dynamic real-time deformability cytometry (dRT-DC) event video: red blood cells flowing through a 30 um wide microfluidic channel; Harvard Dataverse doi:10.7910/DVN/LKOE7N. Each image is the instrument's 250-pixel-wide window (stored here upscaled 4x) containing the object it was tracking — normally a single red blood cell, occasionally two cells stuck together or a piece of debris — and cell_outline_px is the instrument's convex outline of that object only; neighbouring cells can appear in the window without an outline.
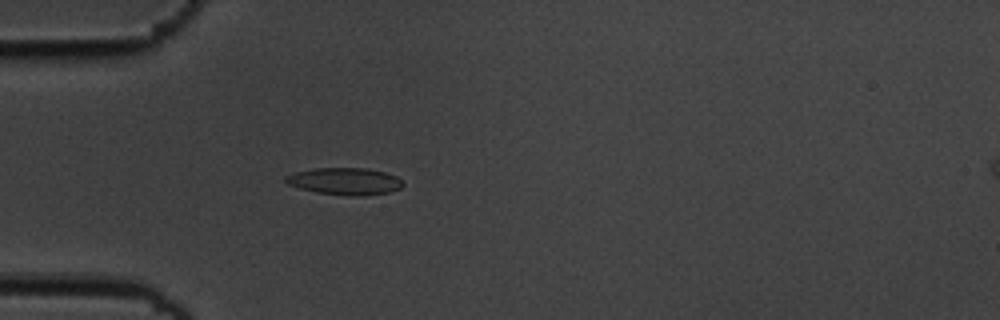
{"species": "common noctule bat (a hibernating species)", "species_latin": "Nyctalus noctula", "temperature_condition": "cold", "stored_images_in_passage": 2, "camera_frame_rate_fps": 3000, "um_per_image_px": 0.085, "animal": {"sex": "male", "body_mass_g": 19.5, "forearm_length_mm": 54.6}, "frame": {"image": 1, "passage_image": 2, "time_ms": 0.333, "image_size_px": [1000, 320], "cell_outline_px": [[404, 184], [400, 188], [388, 192], [356, 196], [352, 196], [316, 192], [300, 188], [288, 184], [284, 180], [284, 176], [296, 172], [316, 168], [368, 168], [384, 172], [396, 176]], "centroid_in_image_um": [29.29, 15.4], "position_along_channel_um": 55.7, "area_um2": 18.26}}